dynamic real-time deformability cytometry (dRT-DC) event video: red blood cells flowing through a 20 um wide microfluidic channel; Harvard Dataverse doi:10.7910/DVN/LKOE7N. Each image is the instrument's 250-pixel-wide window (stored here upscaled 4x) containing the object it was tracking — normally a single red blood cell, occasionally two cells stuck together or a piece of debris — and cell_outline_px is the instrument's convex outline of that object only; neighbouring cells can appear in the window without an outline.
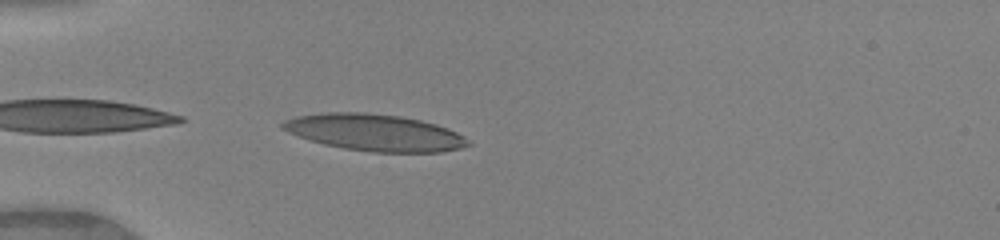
{"species": "human", "species_latin": "Homo sapiens", "temperature_condition": "warm", "stored_images_in_passage": 29, "camera_frame_rate_fps": 3000, "um_per_image_px": 0.085, "donor": {"sex": "female"}, "frame": {"image": 1, "passage_image": 1, "time_ms": 0.0, "image_size_px": [1000, 240], "cell_outline_px": [[472, 144], [460, 148], [440, 152], [372, 152], [344, 148], [324, 144], [288, 132], [280, 128], [280, 124], [284, 120], [296, 116], [320, 112], [364, 112], [400, 116], [420, 120], [436, 124], [448, 128], [464, 136]], "centroid_in_image_um": [31.84, 11.25], "position_along_channel_um": 53.2, "area_um2": 39.65}, "authors_computed_cell_mechanics": {"area_um2": 37.8012, "velocity_mm_per_s": 4.1442, "shape_relaxation_time_tau1_ms": 5.7588, "shape_relaxation_time_tau2_ms": 0.9032, "deformation_change_tau1": 0.2558, "deformation_change_tau2": 0.0973}}